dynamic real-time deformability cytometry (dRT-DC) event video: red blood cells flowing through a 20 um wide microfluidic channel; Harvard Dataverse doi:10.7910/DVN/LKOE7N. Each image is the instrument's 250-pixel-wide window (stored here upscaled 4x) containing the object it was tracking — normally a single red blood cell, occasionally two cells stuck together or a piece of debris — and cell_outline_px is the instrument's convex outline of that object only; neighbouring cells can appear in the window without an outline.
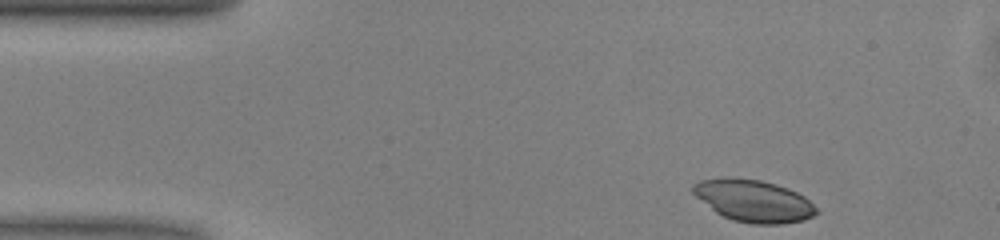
{"species": "common noctule bat (a hibernating species)", "species_latin": "Nyctalus noctula", "temperature_condition": "warm", "stored_images_in_passage": 44, "camera_frame_rate_fps": 3000, "um_per_image_px": 0.085, "animal": {"sex": "male", "body_mass_g": 13.0, "forearm_length_mm": 53.1}, "frame": {"image": 1, "passage_image": 1, "time_ms": 0.0, "image_size_px": [1000, 240], "cell_outline_px": [[820, 212], [804, 220], [784, 224], [752, 224], [732, 220], [716, 212], [696, 196], [692, 192], [692, 184], [700, 180], [724, 176], [736, 176], [760, 180], [776, 184], [788, 188], [804, 196]], "centroid_in_image_um": [64.04, 17.05], "position_along_channel_um": 21.0, "area_um2": 30.52}}
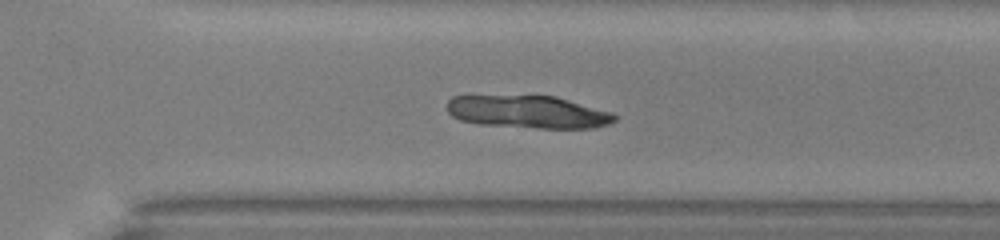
{"frame": {"image": 2, "passage_image": 29, "time_ms": 9.333, "image_size_px": [1000, 240], "cell_outline_px": [[616, 120], [608, 124], [592, 128], [536, 128], [480, 124], [460, 120], [452, 116], [448, 112], [448, 100], [452, 96], [556, 96], [612, 112], [616, 116]], "centroid_in_image_um": [44.89, 9.52], "position_along_channel_um": 325.7, "area_um2": 31.79}}